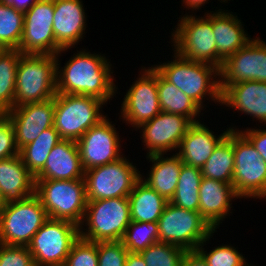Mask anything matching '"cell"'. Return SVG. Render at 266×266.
Listing matches in <instances>:
<instances>
[{
    "label": "cell",
    "instance_id": "17",
    "mask_svg": "<svg viewBox=\"0 0 266 266\" xmlns=\"http://www.w3.org/2000/svg\"><path fill=\"white\" fill-rule=\"evenodd\" d=\"M193 122L185 116L160 112L138 127L147 155L166 154L178 149L182 138Z\"/></svg>",
    "mask_w": 266,
    "mask_h": 266
},
{
    "label": "cell",
    "instance_id": "14",
    "mask_svg": "<svg viewBox=\"0 0 266 266\" xmlns=\"http://www.w3.org/2000/svg\"><path fill=\"white\" fill-rule=\"evenodd\" d=\"M234 172L232 186L240 198H253L266 178V162L252 143L233 130Z\"/></svg>",
    "mask_w": 266,
    "mask_h": 266
},
{
    "label": "cell",
    "instance_id": "27",
    "mask_svg": "<svg viewBox=\"0 0 266 266\" xmlns=\"http://www.w3.org/2000/svg\"><path fill=\"white\" fill-rule=\"evenodd\" d=\"M131 221L156 222L169 202L141 179L128 196Z\"/></svg>",
    "mask_w": 266,
    "mask_h": 266
},
{
    "label": "cell",
    "instance_id": "15",
    "mask_svg": "<svg viewBox=\"0 0 266 266\" xmlns=\"http://www.w3.org/2000/svg\"><path fill=\"white\" fill-rule=\"evenodd\" d=\"M104 118L99 124L91 127L77 141L80 159L84 171L112 163L123 157L121 140L117 128Z\"/></svg>",
    "mask_w": 266,
    "mask_h": 266
},
{
    "label": "cell",
    "instance_id": "25",
    "mask_svg": "<svg viewBox=\"0 0 266 266\" xmlns=\"http://www.w3.org/2000/svg\"><path fill=\"white\" fill-rule=\"evenodd\" d=\"M0 190L7 203L24 200L35 193V179L21 156L0 160Z\"/></svg>",
    "mask_w": 266,
    "mask_h": 266
},
{
    "label": "cell",
    "instance_id": "34",
    "mask_svg": "<svg viewBox=\"0 0 266 266\" xmlns=\"http://www.w3.org/2000/svg\"><path fill=\"white\" fill-rule=\"evenodd\" d=\"M121 241L130 253H140L159 242L158 223L131 221Z\"/></svg>",
    "mask_w": 266,
    "mask_h": 266
},
{
    "label": "cell",
    "instance_id": "22",
    "mask_svg": "<svg viewBox=\"0 0 266 266\" xmlns=\"http://www.w3.org/2000/svg\"><path fill=\"white\" fill-rule=\"evenodd\" d=\"M215 11L212 12V28L216 43V68L220 70L223 62L252 38L245 32L243 22L233 12L223 9Z\"/></svg>",
    "mask_w": 266,
    "mask_h": 266
},
{
    "label": "cell",
    "instance_id": "8",
    "mask_svg": "<svg viewBox=\"0 0 266 266\" xmlns=\"http://www.w3.org/2000/svg\"><path fill=\"white\" fill-rule=\"evenodd\" d=\"M48 219L35 193L24 200L7 203L0 212V243L27 246Z\"/></svg>",
    "mask_w": 266,
    "mask_h": 266
},
{
    "label": "cell",
    "instance_id": "39",
    "mask_svg": "<svg viewBox=\"0 0 266 266\" xmlns=\"http://www.w3.org/2000/svg\"><path fill=\"white\" fill-rule=\"evenodd\" d=\"M0 266H35L27 246L0 243Z\"/></svg>",
    "mask_w": 266,
    "mask_h": 266
},
{
    "label": "cell",
    "instance_id": "19",
    "mask_svg": "<svg viewBox=\"0 0 266 266\" xmlns=\"http://www.w3.org/2000/svg\"><path fill=\"white\" fill-rule=\"evenodd\" d=\"M221 106L250 115L266 124V82L242 81L230 86H220Z\"/></svg>",
    "mask_w": 266,
    "mask_h": 266
},
{
    "label": "cell",
    "instance_id": "24",
    "mask_svg": "<svg viewBox=\"0 0 266 266\" xmlns=\"http://www.w3.org/2000/svg\"><path fill=\"white\" fill-rule=\"evenodd\" d=\"M216 135L201 121L193 123L182 138L176 154L184 164L202 168L216 146L228 135L230 128Z\"/></svg>",
    "mask_w": 266,
    "mask_h": 266
},
{
    "label": "cell",
    "instance_id": "32",
    "mask_svg": "<svg viewBox=\"0 0 266 266\" xmlns=\"http://www.w3.org/2000/svg\"><path fill=\"white\" fill-rule=\"evenodd\" d=\"M22 55L18 49H7L0 55V114L14 107L16 73Z\"/></svg>",
    "mask_w": 266,
    "mask_h": 266
},
{
    "label": "cell",
    "instance_id": "40",
    "mask_svg": "<svg viewBox=\"0 0 266 266\" xmlns=\"http://www.w3.org/2000/svg\"><path fill=\"white\" fill-rule=\"evenodd\" d=\"M19 154L16 145L14 127L11 120L4 114H0V160Z\"/></svg>",
    "mask_w": 266,
    "mask_h": 266
},
{
    "label": "cell",
    "instance_id": "44",
    "mask_svg": "<svg viewBox=\"0 0 266 266\" xmlns=\"http://www.w3.org/2000/svg\"><path fill=\"white\" fill-rule=\"evenodd\" d=\"M208 1L209 0H182V4H184V6H183L184 8L187 7L188 10L192 9V11H195L196 9L201 10V7L204 6L205 4H207ZM218 1H220V0H218ZM220 2L221 3L222 2L227 3L228 0H221Z\"/></svg>",
    "mask_w": 266,
    "mask_h": 266
},
{
    "label": "cell",
    "instance_id": "20",
    "mask_svg": "<svg viewBox=\"0 0 266 266\" xmlns=\"http://www.w3.org/2000/svg\"><path fill=\"white\" fill-rule=\"evenodd\" d=\"M53 33L61 48H74L86 34V13L82 0H53Z\"/></svg>",
    "mask_w": 266,
    "mask_h": 266
},
{
    "label": "cell",
    "instance_id": "2",
    "mask_svg": "<svg viewBox=\"0 0 266 266\" xmlns=\"http://www.w3.org/2000/svg\"><path fill=\"white\" fill-rule=\"evenodd\" d=\"M173 55V61L152 66L202 109L205 108L207 96V100L221 104L219 69L210 64L186 60L175 52Z\"/></svg>",
    "mask_w": 266,
    "mask_h": 266
},
{
    "label": "cell",
    "instance_id": "41",
    "mask_svg": "<svg viewBox=\"0 0 266 266\" xmlns=\"http://www.w3.org/2000/svg\"><path fill=\"white\" fill-rule=\"evenodd\" d=\"M231 130L240 131L255 147L261 158L266 162V129L258 128H246L239 130L233 127H229Z\"/></svg>",
    "mask_w": 266,
    "mask_h": 266
},
{
    "label": "cell",
    "instance_id": "36",
    "mask_svg": "<svg viewBox=\"0 0 266 266\" xmlns=\"http://www.w3.org/2000/svg\"><path fill=\"white\" fill-rule=\"evenodd\" d=\"M185 249L164 242H157L140 254L147 266H181Z\"/></svg>",
    "mask_w": 266,
    "mask_h": 266
},
{
    "label": "cell",
    "instance_id": "31",
    "mask_svg": "<svg viewBox=\"0 0 266 266\" xmlns=\"http://www.w3.org/2000/svg\"><path fill=\"white\" fill-rule=\"evenodd\" d=\"M202 178L200 168L183 163L175 193L169 202L183 209L199 212V187Z\"/></svg>",
    "mask_w": 266,
    "mask_h": 266
},
{
    "label": "cell",
    "instance_id": "12",
    "mask_svg": "<svg viewBox=\"0 0 266 266\" xmlns=\"http://www.w3.org/2000/svg\"><path fill=\"white\" fill-rule=\"evenodd\" d=\"M53 0H38L24 12L19 51L24 55H56L62 49L53 33Z\"/></svg>",
    "mask_w": 266,
    "mask_h": 266
},
{
    "label": "cell",
    "instance_id": "6",
    "mask_svg": "<svg viewBox=\"0 0 266 266\" xmlns=\"http://www.w3.org/2000/svg\"><path fill=\"white\" fill-rule=\"evenodd\" d=\"M35 194L49 218L82 224L87 207L84 179L35 180Z\"/></svg>",
    "mask_w": 266,
    "mask_h": 266
},
{
    "label": "cell",
    "instance_id": "26",
    "mask_svg": "<svg viewBox=\"0 0 266 266\" xmlns=\"http://www.w3.org/2000/svg\"><path fill=\"white\" fill-rule=\"evenodd\" d=\"M164 155L146 156V159L152 163L151 171H149V175L146 174V177L141 174L140 178L150 188L154 189L167 201H170L175 193L183 162L177 154L173 153L170 157Z\"/></svg>",
    "mask_w": 266,
    "mask_h": 266
},
{
    "label": "cell",
    "instance_id": "13",
    "mask_svg": "<svg viewBox=\"0 0 266 266\" xmlns=\"http://www.w3.org/2000/svg\"><path fill=\"white\" fill-rule=\"evenodd\" d=\"M139 73L137 80L130 85L124 95L119 117L136 131L138 127L161 112L157 91V70L151 65L147 69L141 68Z\"/></svg>",
    "mask_w": 266,
    "mask_h": 266
},
{
    "label": "cell",
    "instance_id": "46",
    "mask_svg": "<svg viewBox=\"0 0 266 266\" xmlns=\"http://www.w3.org/2000/svg\"><path fill=\"white\" fill-rule=\"evenodd\" d=\"M254 198H259V200L261 199V198H264V199H266V178H265V181H264V183H263V185H262V187H261V189L258 191V193L253 197V199Z\"/></svg>",
    "mask_w": 266,
    "mask_h": 266
},
{
    "label": "cell",
    "instance_id": "16",
    "mask_svg": "<svg viewBox=\"0 0 266 266\" xmlns=\"http://www.w3.org/2000/svg\"><path fill=\"white\" fill-rule=\"evenodd\" d=\"M260 37L250 40L229 56L219 70L220 86L242 81L266 82V42Z\"/></svg>",
    "mask_w": 266,
    "mask_h": 266
},
{
    "label": "cell",
    "instance_id": "48",
    "mask_svg": "<svg viewBox=\"0 0 266 266\" xmlns=\"http://www.w3.org/2000/svg\"><path fill=\"white\" fill-rule=\"evenodd\" d=\"M7 49L0 43V55L5 52Z\"/></svg>",
    "mask_w": 266,
    "mask_h": 266
},
{
    "label": "cell",
    "instance_id": "18",
    "mask_svg": "<svg viewBox=\"0 0 266 266\" xmlns=\"http://www.w3.org/2000/svg\"><path fill=\"white\" fill-rule=\"evenodd\" d=\"M54 98L13 107L4 113L12 122L18 149L54 125Z\"/></svg>",
    "mask_w": 266,
    "mask_h": 266
},
{
    "label": "cell",
    "instance_id": "10",
    "mask_svg": "<svg viewBox=\"0 0 266 266\" xmlns=\"http://www.w3.org/2000/svg\"><path fill=\"white\" fill-rule=\"evenodd\" d=\"M141 172L127 157L85 171L87 201L128 197Z\"/></svg>",
    "mask_w": 266,
    "mask_h": 266
},
{
    "label": "cell",
    "instance_id": "7",
    "mask_svg": "<svg viewBox=\"0 0 266 266\" xmlns=\"http://www.w3.org/2000/svg\"><path fill=\"white\" fill-rule=\"evenodd\" d=\"M212 12L197 17L186 14L178 20L171 32L173 51L186 60L216 67V43L212 28Z\"/></svg>",
    "mask_w": 266,
    "mask_h": 266
},
{
    "label": "cell",
    "instance_id": "11",
    "mask_svg": "<svg viewBox=\"0 0 266 266\" xmlns=\"http://www.w3.org/2000/svg\"><path fill=\"white\" fill-rule=\"evenodd\" d=\"M80 227L67 220L49 218L27 245L35 266H63Z\"/></svg>",
    "mask_w": 266,
    "mask_h": 266
},
{
    "label": "cell",
    "instance_id": "3",
    "mask_svg": "<svg viewBox=\"0 0 266 266\" xmlns=\"http://www.w3.org/2000/svg\"><path fill=\"white\" fill-rule=\"evenodd\" d=\"M56 55H22L16 73L14 107L57 94Z\"/></svg>",
    "mask_w": 266,
    "mask_h": 266
},
{
    "label": "cell",
    "instance_id": "9",
    "mask_svg": "<svg viewBox=\"0 0 266 266\" xmlns=\"http://www.w3.org/2000/svg\"><path fill=\"white\" fill-rule=\"evenodd\" d=\"M159 242L196 250L214 231L199 212L168 202L158 220Z\"/></svg>",
    "mask_w": 266,
    "mask_h": 266
},
{
    "label": "cell",
    "instance_id": "47",
    "mask_svg": "<svg viewBox=\"0 0 266 266\" xmlns=\"http://www.w3.org/2000/svg\"><path fill=\"white\" fill-rule=\"evenodd\" d=\"M5 205H6V202H5L4 197H3L1 190H0V212L5 207Z\"/></svg>",
    "mask_w": 266,
    "mask_h": 266
},
{
    "label": "cell",
    "instance_id": "1",
    "mask_svg": "<svg viewBox=\"0 0 266 266\" xmlns=\"http://www.w3.org/2000/svg\"><path fill=\"white\" fill-rule=\"evenodd\" d=\"M68 49L56 54L57 93L92 96L107 104L118 94L110 61L105 55L82 49L61 67L60 55Z\"/></svg>",
    "mask_w": 266,
    "mask_h": 266
},
{
    "label": "cell",
    "instance_id": "23",
    "mask_svg": "<svg viewBox=\"0 0 266 266\" xmlns=\"http://www.w3.org/2000/svg\"><path fill=\"white\" fill-rule=\"evenodd\" d=\"M78 145L76 141L62 139L50 151L43 169L35 180L84 179Z\"/></svg>",
    "mask_w": 266,
    "mask_h": 266
},
{
    "label": "cell",
    "instance_id": "5",
    "mask_svg": "<svg viewBox=\"0 0 266 266\" xmlns=\"http://www.w3.org/2000/svg\"><path fill=\"white\" fill-rule=\"evenodd\" d=\"M105 104L92 96L57 93L53 126L61 139L77 142L86 131L107 117L102 113Z\"/></svg>",
    "mask_w": 266,
    "mask_h": 266
},
{
    "label": "cell",
    "instance_id": "29",
    "mask_svg": "<svg viewBox=\"0 0 266 266\" xmlns=\"http://www.w3.org/2000/svg\"><path fill=\"white\" fill-rule=\"evenodd\" d=\"M233 130L216 146L201 168L202 176L232 184L234 172Z\"/></svg>",
    "mask_w": 266,
    "mask_h": 266
},
{
    "label": "cell",
    "instance_id": "28",
    "mask_svg": "<svg viewBox=\"0 0 266 266\" xmlns=\"http://www.w3.org/2000/svg\"><path fill=\"white\" fill-rule=\"evenodd\" d=\"M157 91L162 112L188 117L193 123L201 121L199 116L203 109L175 85L168 82L158 71Z\"/></svg>",
    "mask_w": 266,
    "mask_h": 266
},
{
    "label": "cell",
    "instance_id": "21",
    "mask_svg": "<svg viewBox=\"0 0 266 266\" xmlns=\"http://www.w3.org/2000/svg\"><path fill=\"white\" fill-rule=\"evenodd\" d=\"M234 198L240 199L232 184L203 177L199 187V213L215 230L232 214Z\"/></svg>",
    "mask_w": 266,
    "mask_h": 266
},
{
    "label": "cell",
    "instance_id": "45",
    "mask_svg": "<svg viewBox=\"0 0 266 266\" xmlns=\"http://www.w3.org/2000/svg\"><path fill=\"white\" fill-rule=\"evenodd\" d=\"M125 266H147L140 253H128Z\"/></svg>",
    "mask_w": 266,
    "mask_h": 266
},
{
    "label": "cell",
    "instance_id": "38",
    "mask_svg": "<svg viewBox=\"0 0 266 266\" xmlns=\"http://www.w3.org/2000/svg\"><path fill=\"white\" fill-rule=\"evenodd\" d=\"M98 266H125L129 251L122 241L97 242Z\"/></svg>",
    "mask_w": 266,
    "mask_h": 266
},
{
    "label": "cell",
    "instance_id": "37",
    "mask_svg": "<svg viewBox=\"0 0 266 266\" xmlns=\"http://www.w3.org/2000/svg\"><path fill=\"white\" fill-rule=\"evenodd\" d=\"M63 266H98L97 242L79 237L73 243Z\"/></svg>",
    "mask_w": 266,
    "mask_h": 266
},
{
    "label": "cell",
    "instance_id": "35",
    "mask_svg": "<svg viewBox=\"0 0 266 266\" xmlns=\"http://www.w3.org/2000/svg\"><path fill=\"white\" fill-rule=\"evenodd\" d=\"M214 230L204 242L197 247V251L203 256L208 266H251L247 259L232 245H220L207 252L203 246L213 237ZM207 241V242H206ZM205 244V245H204Z\"/></svg>",
    "mask_w": 266,
    "mask_h": 266
},
{
    "label": "cell",
    "instance_id": "43",
    "mask_svg": "<svg viewBox=\"0 0 266 266\" xmlns=\"http://www.w3.org/2000/svg\"><path fill=\"white\" fill-rule=\"evenodd\" d=\"M11 6H14L17 10L27 11L38 0H1Z\"/></svg>",
    "mask_w": 266,
    "mask_h": 266
},
{
    "label": "cell",
    "instance_id": "30",
    "mask_svg": "<svg viewBox=\"0 0 266 266\" xmlns=\"http://www.w3.org/2000/svg\"><path fill=\"white\" fill-rule=\"evenodd\" d=\"M61 140L59 133L52 126L19 150L23 164L34 177L43 169L50 151Z\"/></svg>",
    "mask_w": 266,
    "mask_h": 266
},
{
    "label": "cell",
    "instance_id": "4",
    "mask_svg": "<svg viewBox=\"0 0 266 266\" xmlns=\"http://www.w3.org/2000/svg\"><path fill=\"white\" fill-rule=\"evenodd\" d=\"M130 222L128 197L87 201L80 237L92 242L120 241Z\"/></svg>",
    "mask_w": 266,
    "mask_h": 266
},
{
    "label": "cell",
    "instance_id": "42",
    "mask_svg": "<svg viewBox=\"0 0 266 266\" xmlns=\"http://www.w3.org/2000/svg\"><path fill=\"white\" fill-rule=\"evenodd\" d=\"M181 266H208L203 256L197 250L184 253Z\"/></svg>",
    "mask_w": 266,
    "mask_h": 266
},
{
    "label": "cell",
    "instance_id": "33",
    "mask_svg": "<svg viewBox=\"0 0 266 266\" xmlns=\"http://www.w3.org/2000/svg\"><path fill=\"white\" fill-rule=\"evenodd\" d=\"M24 12L0 0V43L6 49H19Z\"/></svg>",
    "mask_w": 266,
    "mask_h": 266
}]
</instances>
